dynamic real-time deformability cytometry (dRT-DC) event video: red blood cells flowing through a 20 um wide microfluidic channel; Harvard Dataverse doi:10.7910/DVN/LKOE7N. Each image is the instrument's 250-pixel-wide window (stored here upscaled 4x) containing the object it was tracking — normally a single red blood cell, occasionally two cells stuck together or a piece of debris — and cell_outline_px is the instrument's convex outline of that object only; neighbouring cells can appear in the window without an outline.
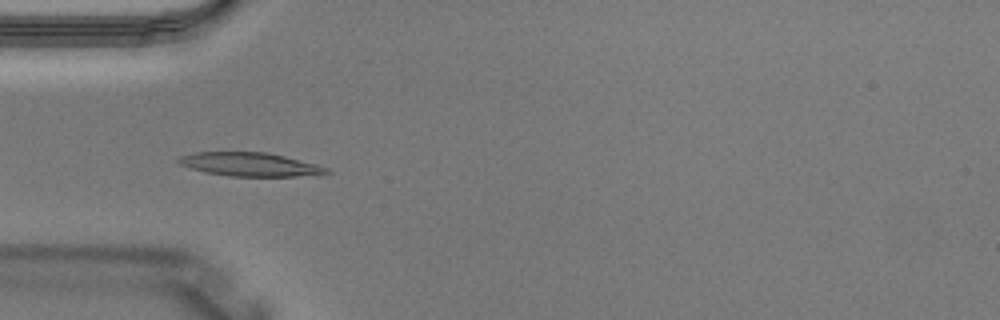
{"species": "Egyptian fruit bat (a non-hibernating species)", "species_latin": "Rousettus aegyptiacus", "temperature_condition": "warm", "stored_images_in_passage": 4, "camera_frame_rate_fps": 3000, "um_per_image_px": 0.085, "animal": {"sex": "male"}, "frame": {"image": 1, "passage_image": 4, "time_ms": 1.0, "image_size_px": [1000, 320], "cell_outline_px": [[332, 172], [296, 176], [232, 176], [208, 172], [192, 168], [180, 164], [176, 160], [180, 156], [196, 152], [264, 152], [284, 156], [316, 164], [328, 168]], "centroid_in_image_um": [21.24, 13.96], "position_along_channel_um": 63.8, "area_um2": 19.94}}